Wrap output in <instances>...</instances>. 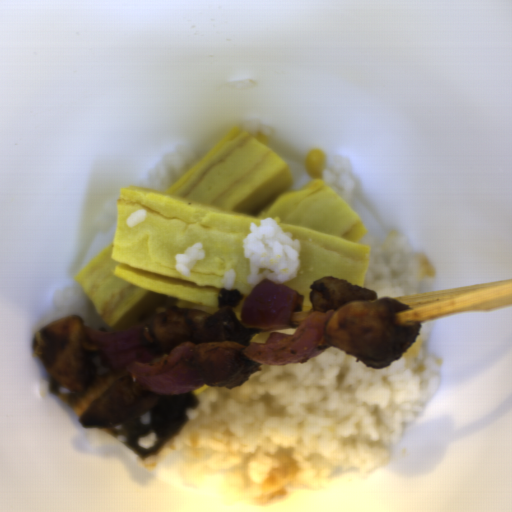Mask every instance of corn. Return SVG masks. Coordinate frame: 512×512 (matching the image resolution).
<instances>
[{
	"instance_id": "obj_1",
	"label": "corn",
	"mask_w": 512,
	"mask_h": 512,
	"mask_svg": "<svg viewBox=\"0 0 512 512\" xmlns=\"http://www.w3.org/2000/svg\"><path fill=\"white\" fill-rule=\"evenodd\" d=\"M326 154L322 150L310 149L305 156V170L311 177L323 178V167L326 163Z\"/></svg>"
}]
</instances>
